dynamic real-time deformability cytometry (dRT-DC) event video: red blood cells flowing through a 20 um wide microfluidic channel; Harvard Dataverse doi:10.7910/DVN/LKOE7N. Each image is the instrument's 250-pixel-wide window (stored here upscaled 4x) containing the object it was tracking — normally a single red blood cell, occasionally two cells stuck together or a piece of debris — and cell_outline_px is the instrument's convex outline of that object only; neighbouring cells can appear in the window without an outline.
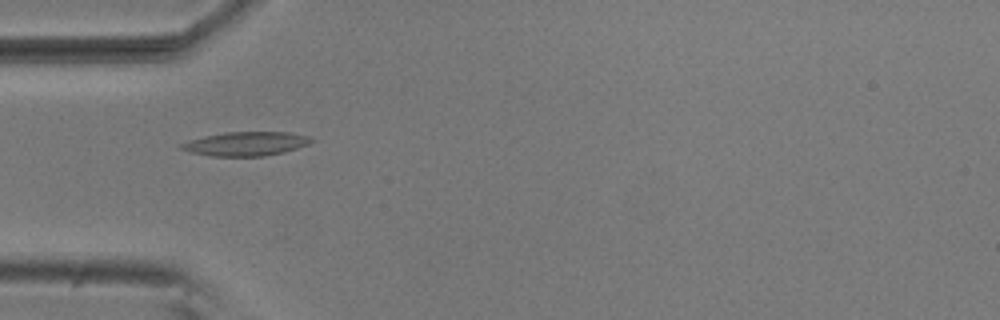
{"species": "common noctule bat (a hibernating species)", "species_latin": "Nyctalus noctula", "temperature_condition": "room temperature", "stored_images_in_passage": 35, "camera_frame_rate_fps": 3000, "um_per_image_px": 0.085, "animal": {"sex": "male", "body_mass_g": 20.5, "forearm_length_mm": 52.5}, "frame": {"image": 1, "passage_image": 5, "time_ms": 1.333, "image_size_px": [1000, 320], "cell_outline_px": [[316, 140], [308, 144], [284, 152], [264, 156], [208, 156], [188, 152], [180, 148], [176, 144], [188, 140], [204, 136], [224, 132], [288, 132], [308, 136]], "centroid_in_image_um": [20.83, 12.22], "position_along_channel_um": 64.2, "area_um2": 18.38}}
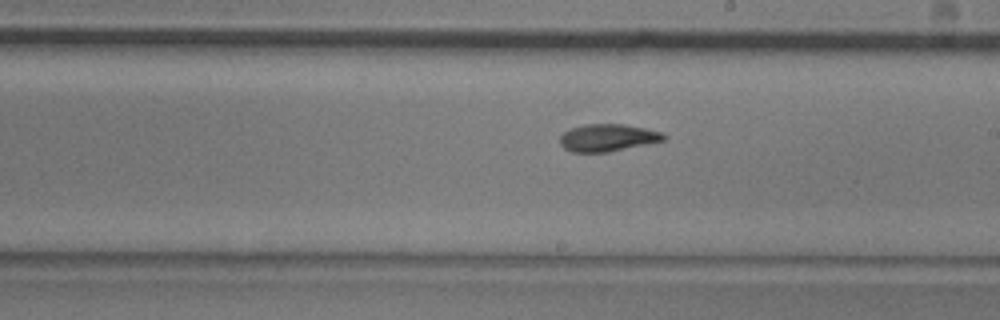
{"frame": {"image": 2, "passage_image": 19, "time_ms": 6.0, "image_size_px": [1000, 320], "cell_outline_px": [[668, 136], [664, 140], [608, 152], [572, 152], [564, 148], [560, 144], [560, 136], [564, 132], [572, 128], [584, 124], [624, 124], [664, 132]], "centroid_in_image_um": [51.66, 11.7], "position_along_channel_um": 237.3, "area_um2": 16.47}}
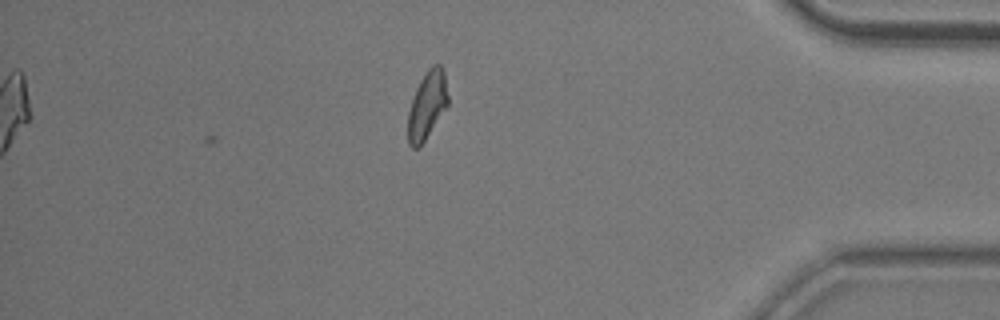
{"frame": {"image": 3, "passage_image": 35, "time_ms": 11.333, "image_size_px": [1000, 320], "cell_outline_px": [[448, 104], [420, 148], [412, 148], [408, 144], [408, 112], [412, 96], [420, 80], [428, 68], [432, 64], [440, 64], [444, 68], [448, 96]], "centroid_in_image_um": [36.3, 8.93], "position_along_channel_um": 398.9, "area_um2": 16.01}, "authors_computed_cell_mechanics": {"area_um2": 16.184, "velocity_mm_per_s": 3.7051, "shape_relaxation_time_tau1_ms": 6.3597, "shape_relaxation_time_tau2_ms": 5.6341, "deformation_change_tau1": 0.2065, "deformation_change_tau2": 0.1044}}